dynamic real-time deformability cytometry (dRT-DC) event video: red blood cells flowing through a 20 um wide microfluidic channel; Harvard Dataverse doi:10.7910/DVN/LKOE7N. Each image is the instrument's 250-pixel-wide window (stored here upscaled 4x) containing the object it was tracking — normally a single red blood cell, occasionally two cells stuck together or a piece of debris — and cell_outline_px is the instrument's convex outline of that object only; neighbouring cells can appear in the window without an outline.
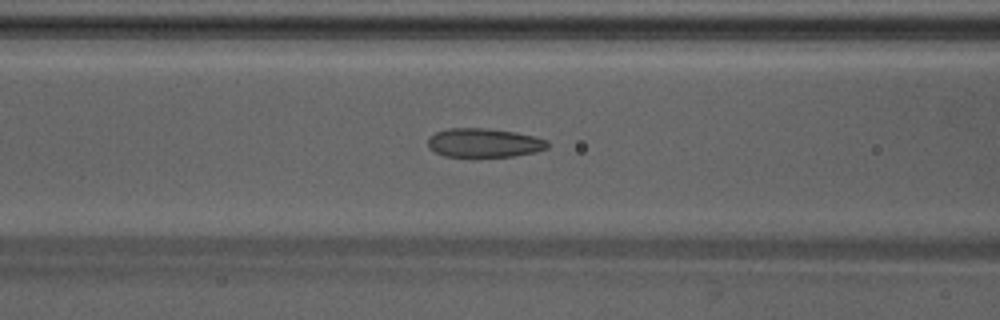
{"species": "Egyptian fruit bat (a non-hibernating species)", "species_latin": "Rousettus aegyptiacus", "temperature_condition": "warm", "stored_images_in_passage": 42, "camera_frame_rate_fps": 3000, "um_per_image_px": 0.085, "animal": {"sex": "male"}, "frame": {"image": 1, "passage_image": 16, "time_ms": 5.0, "image_size_px": [1000, 320], "cell_outline_px": [[548, 148], [536, 152], [512, 156], [444, 156], [428, 148], [428, 136], [436, 132], [448, 128], [488, 128], [516, 132], [548, 140]], "centroid_in_image_um": [41.13, 12.13], "position_along_channel_um": 125.5, "area_um2": 20.17}}
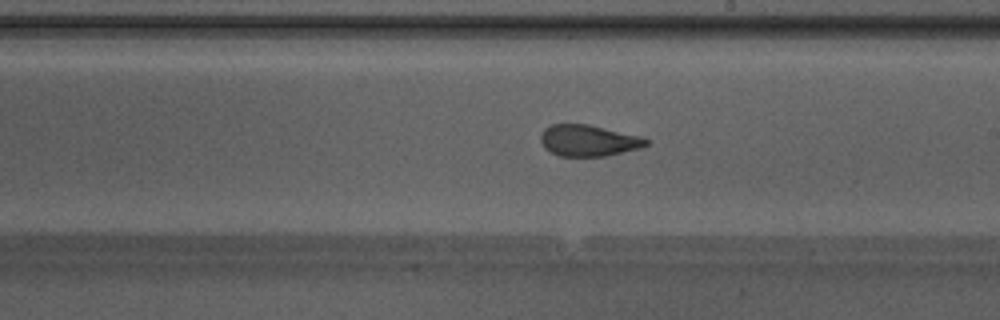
{"frame": {"image": 2, "passage_image": 24, "time_ms": 7.667, "image_size_px": [1000, 320], "cell_outline_px": [[648, 144], [640, 148], [604, 156], [560, 156], [544, 148], [540, 140], [540, 136], [544, 128], [552, 124], [588, 124], [640, 136], [648, 140]], "centroid_in_image_um": [49.99, 11.94], "position_along_channel_um": 239.0, "area_um2": 19.13}}
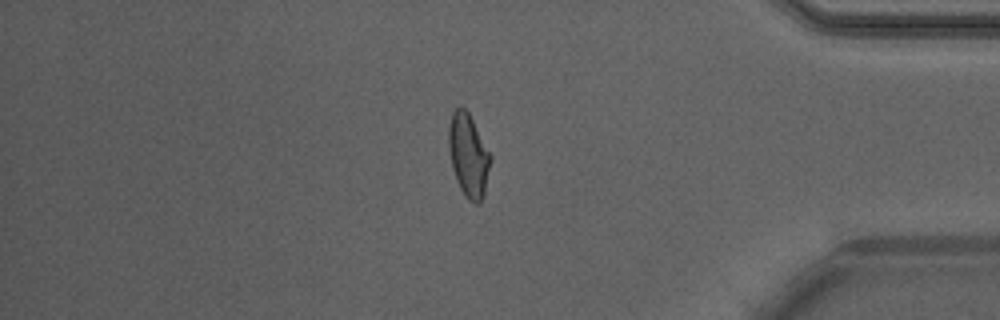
{"frame": {"image": 3, "passage_image": 37, "time_ms": 12.0, "image_size_px": [1000, 320], "cell_outline_px": [[492, 160], [484, 192], [480, 204], [476, 204], [468, 200], [464, 196], [456, 180], [452, 168], [448, 148], [448, 128], [452, 112], [460, 104], [468, 112], [492, 156]], "centroid_in_image_um": [39.81, 13.21], "position_along_channel_um": 395.4, "area_um2": 20.46}, "authors_computed_cell_mechanics": {"area_um2": 20.23, "velocity_mm_per_s": 4.2648, "shape_relaxation_time_tau1_ms": null, "shape_relaxation_time_tau2_ms": 1.3346, "deformation_change_tau1": null, "deformation_change_tau2": 0.074}}